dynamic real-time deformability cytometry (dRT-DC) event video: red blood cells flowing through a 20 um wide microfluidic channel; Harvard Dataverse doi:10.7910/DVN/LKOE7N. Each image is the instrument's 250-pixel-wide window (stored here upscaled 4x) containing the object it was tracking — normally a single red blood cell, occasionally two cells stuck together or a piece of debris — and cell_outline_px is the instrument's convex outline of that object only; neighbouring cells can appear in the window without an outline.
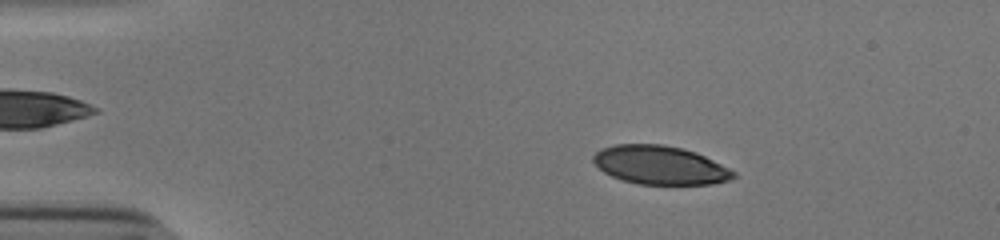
{"species": "human", "species_latin": "Homo sapiens", "temperature_condition": "cold", "stored_images_in_passage": 52, "camera_frame_rate_fps": 3000, "um_per_image_px": 0.085, "donor": {"sex": "male"}, "frame": {"image": 1, "passage_image": 9, "time_ms": 2.667, "image_size_px": [1000, 240], "cell_outline_px": [[736, 176], [728, 180], [712, 184], [636, 184], [612, 176], [604, 172], [592, 160], [592, 156], [600, 148], [616, 144], [660, 144], [680, 148], [696, 152], [736, 172]], "centroid_in_image_um": [56.07, 14.03], "position_along_channel_um": 28.9, "area_um2": 31.33}}
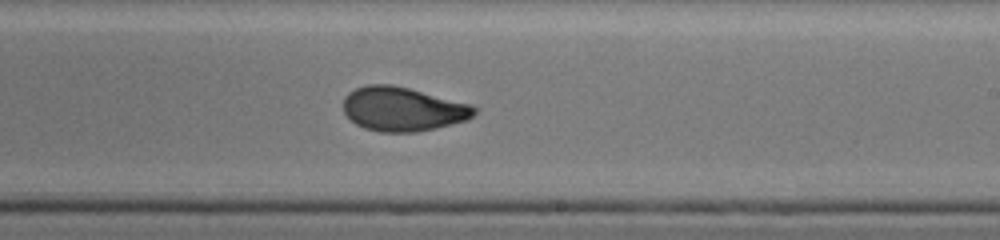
{"frame": {"image": 2, "passage_image": 32, "time_ms": 10.333, "image_size_px": [1000, 240], "cell_outline_px": [[476, 112], [468, 120], [416, 132], [380, 132], [364, 128], [356, 124], [344, 112], [344, 96], [348, 92], [356, 88], [368, 84], [392, 84], [472, 104], [476, 108]], "centroid_in_image_um": [34.23, 9.26], "position_along_channel_um": 254.8, "area_um2": 33.58}}
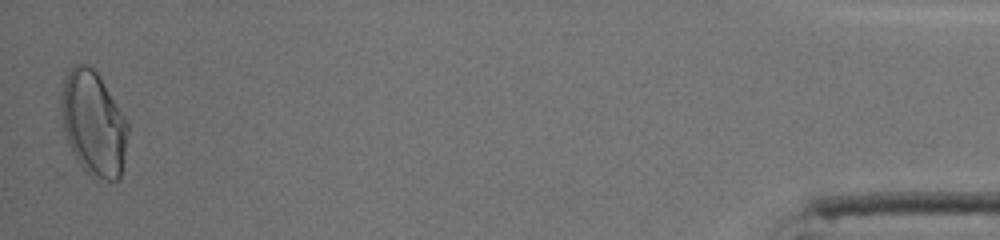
{"frame": {"image": 3, "passage_image": 52, "time_ms": 17.0, "image_size_px": [1000, 240], "cell_outline_px": [[128, 128], [120, 180], [108, 180], [92, 176], [80, 164], [72, 152], [64, 128], [60, 108], [60, 96], [64, 76], [76, 64], [88, 64], [96, 72], [124, 116], [128, 124]], "centroid_in_image_um": [7.92, 10.48], "position_along_channel_um": 427.3, "area_um2": 39.94}, "authors_computed_cell_mechanics": {"area_um2": 33.4951, "velocity_mm_per_s": 3.8534, "shape_relaxation_time_tau1_ms": 6.3939, "shape_relaxation_time_tau2_ms": 1.3633, "deformation_change_tau1": 0.1871, "deformation_change_tau2": 0.0625}}